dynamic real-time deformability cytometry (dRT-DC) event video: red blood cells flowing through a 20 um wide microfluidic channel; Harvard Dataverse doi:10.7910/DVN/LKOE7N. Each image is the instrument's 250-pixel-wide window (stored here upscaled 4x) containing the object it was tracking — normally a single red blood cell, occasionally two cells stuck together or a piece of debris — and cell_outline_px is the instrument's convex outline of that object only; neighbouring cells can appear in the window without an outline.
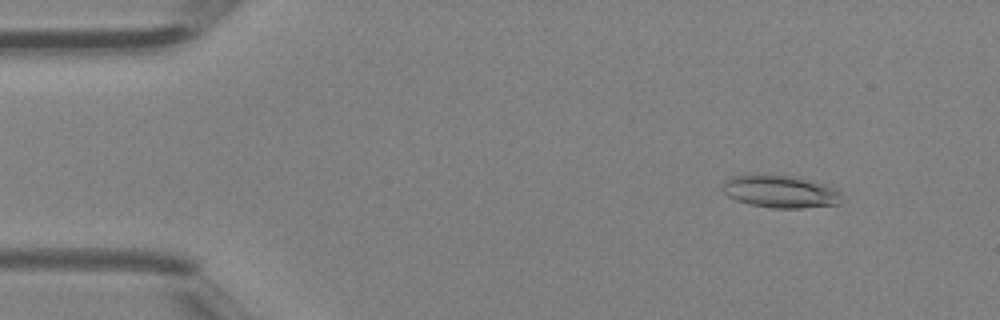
{"species": "Egyptian fruit bat (a non-hibernating species)", "species_latin": "Rousettus aegyptiacus", "temperature_condition": "room temperature", "stored_images_in_passage": 46, "camera_frame_rate_fps": 3000, "um_per_image_px": 0.085, "animal": {"sex": "female"}, "frame": {"image": 1, "passage_image": 5, "time_ms": 1.333, "image_size_px": [1000, 320], "cell_outline_px": [[840, 204], [800, 208], [772, 208], [748, 204], [736, 200], [728, 196], [720, 188], [720, 184], [728, 176], [756, 172], [768, 172], [800, 176], [816, 180], [836, 188], [840, 192]], "centroid_in_image_um": [66.26, 16.21], "position_along_channel_um": 18.7, "area_um2": 23.99}}
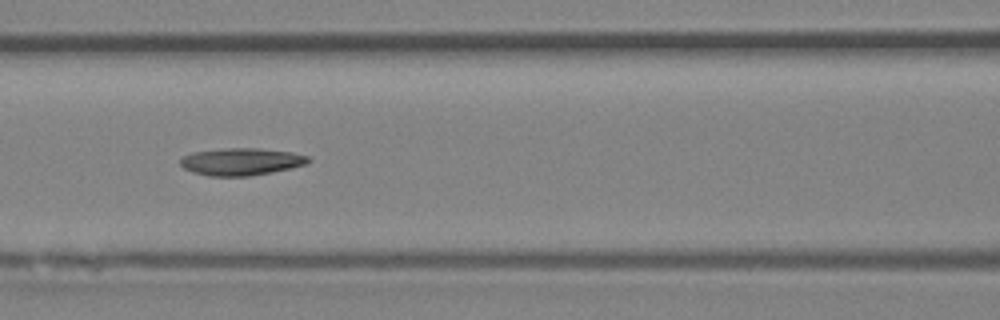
{"frame": {"image": 2, "passage_image": 20, "time_ms": 6.333, "image_size_px": [1000, 320], "cell_outline_px": [[312, 160], [304, 164], [272, 172], [248, 176], [208, 176], [192, 172], [184, 168], [180, 164], [180, 160], [184, 156], [192, 152], [224, 148], [260, 148], [292, 152], [308, 156]], "centroid_in_image_um": [20.48, 13.73], "position_along_channel_um": 146.1, "area_um2": 20.29}}
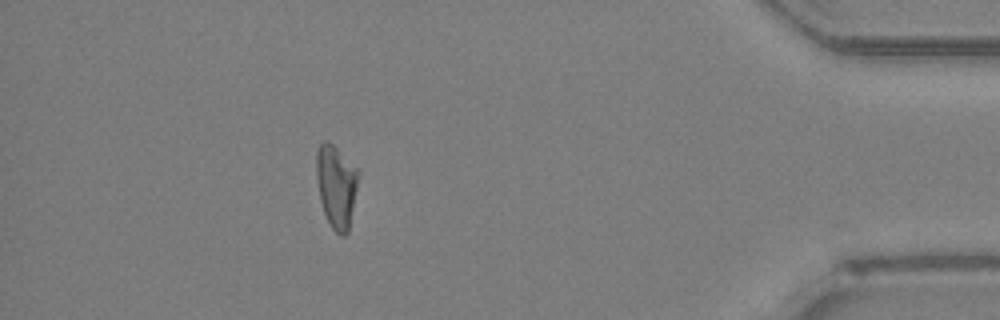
{"frame": {"image": 3, "passage_image": 41, "time_ms": 13.333, "image_size_px": [1000, 320], "cell_outline_px": [[360, 176], [348, 232], [344, 236], [340, 236], [332, 228], [324, 212], [320, 200], [316, 176], [316, 152], [320, 144], [324, 140], [328, 140], [360, 172]], "centroid_in_image_um": [28.59, 15.82], "position_along_channel_um": 406.6, "area_um2": 20.29}, "authors_computed_cell_mechanics": {"area_um2": 20.4612, "velocity_mm_per_s": 4.4519, "shape_relaxation_time_tau1_ms": null, "shape_relaxation_time_tau2_ms": 3.7494, "deformation_change_tau1": null, "deformation_change_tau2": 0.1378}}